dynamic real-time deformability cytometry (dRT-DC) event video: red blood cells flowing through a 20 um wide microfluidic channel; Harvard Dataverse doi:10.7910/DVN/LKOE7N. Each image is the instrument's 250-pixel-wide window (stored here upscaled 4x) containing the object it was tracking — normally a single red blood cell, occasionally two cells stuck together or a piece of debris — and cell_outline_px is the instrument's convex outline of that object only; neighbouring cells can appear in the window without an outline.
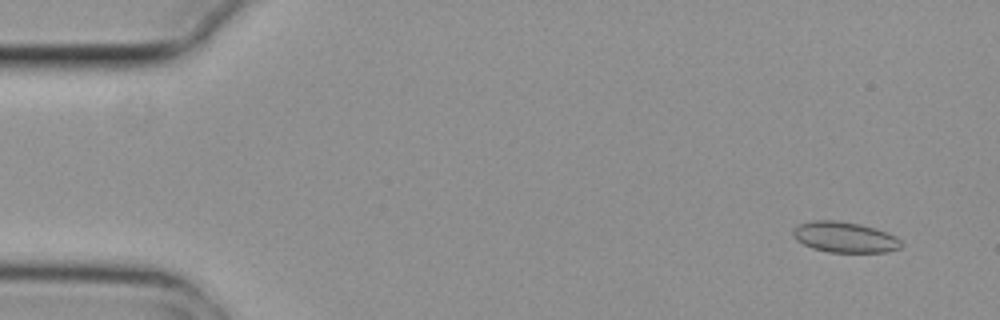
{"species": "common noctule bat (a hibernating species)", "species_latin": "Nyctalus noctula", "temperature_condition": "cold", "stored_images_in_passage": 6, "camera_frame_rate_fps": 3000, "um_per_image_px": 0.085, "animal": {"sex": "female", "body_mass_g": 29.2, "forearm_length_mm": 56.3}, "frame": {"image": 1, "passage_image": 2, "time_ms": 0.333, "image_size_px": [1000, 320], "cell_outline_px": [[904, 244], [900, 248], [888, 252], [828, 252], [812, 248], [796, 240], [792, 236], [792, 232], [796, 224], [812, 220], [840, 220], [860, 224], [876, 228], [896, 236]], "centroid_in_image_um": [71.79, 20.15], "position_along_channel_um": 13.2, "area_um2": 19.65}}
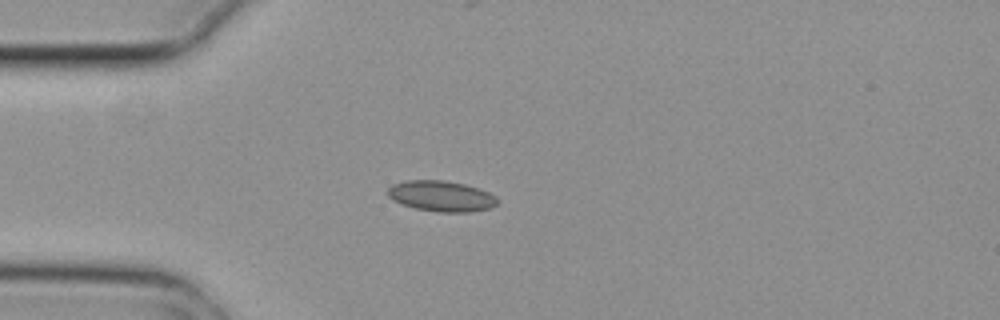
{"frame": {"image": 2, "passage_image": 5, "time_ms": 1.333, "image_size_px": [1000, 320], "cell_outline_px": [[500, 200], [496, 204], [488, 208], [472, 212], [440, 212], [416, 208], [392, 200], [388, 196], [388, 188], [392, 184], [404, 180], [444, 180], [464, 184], [488, 192], [496, 196]], "centroid_in_image_um": [37.5, 16.66], "position_along_channel_um": 47.5, "area_um2": 19.54}}